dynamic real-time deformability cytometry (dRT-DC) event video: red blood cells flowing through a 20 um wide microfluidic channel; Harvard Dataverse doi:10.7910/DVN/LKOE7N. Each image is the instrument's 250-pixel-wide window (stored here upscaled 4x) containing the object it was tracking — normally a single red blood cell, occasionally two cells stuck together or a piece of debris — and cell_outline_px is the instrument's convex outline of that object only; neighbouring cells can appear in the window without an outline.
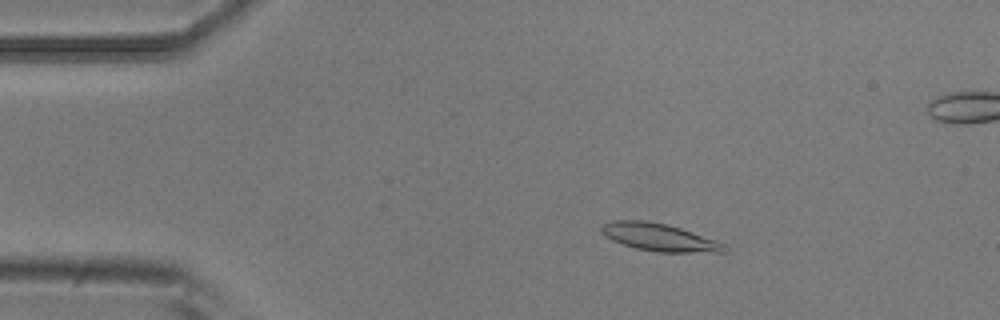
{"species": "common noctule bat (a hibernating species)", "species_latin": "Nyctalus noctula", "temperature_condition": "room temperature", "stored_images_in_passage": 5, "camera_frame_rate_fps": 3000, "um_per_image_px": 0.085, "animal": {"sex": "male", "body_mass_g": 20.5, "forearm_length_mm": 52.5}, "frame": {"image": 1, "passage_image": 3, "time_ms": 0.667, "image_size_px": [1000, 320], "cell_outline_px": [[728, 252], [656, 252], [636, 248], [612, 240], [600, 232], [600, 224], [612, 220], [648, 220], [668, 224], [716, 240], [724, 244], [728, 248]], "centroid_in_image_um": [56.01, 20.15], "position_along_channel_um": 29.0, "area_um2": 19.88}}